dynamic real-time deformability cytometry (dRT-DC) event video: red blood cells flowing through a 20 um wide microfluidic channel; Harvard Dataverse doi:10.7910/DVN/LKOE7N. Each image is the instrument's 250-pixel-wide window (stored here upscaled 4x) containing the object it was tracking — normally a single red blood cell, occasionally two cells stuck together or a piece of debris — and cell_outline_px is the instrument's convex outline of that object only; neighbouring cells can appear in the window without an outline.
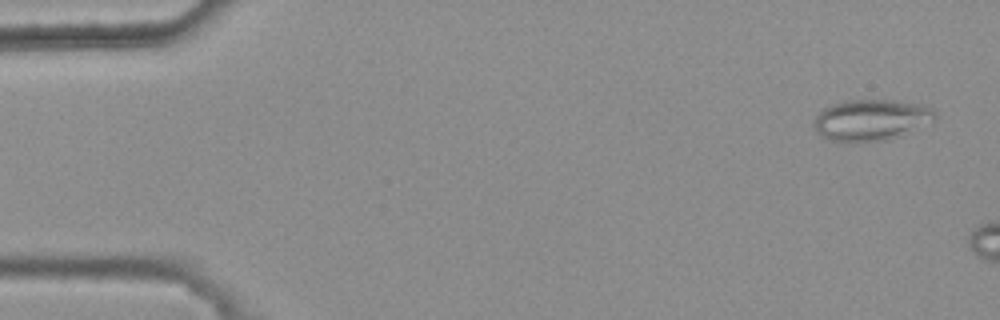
{"species": "common noctule bat (a hibernating species)", "species_latin": "Nyctalus noctula", "temperature_condition": "warm", "stored_images_in_passage": 3, "camera_frame_rate_fps": 3000, "um_per_image_px": 0.085, "animal": {"sex": "female", "body_mass_g": 25.1}, "frame": {"image": 1, "passage_image": 1, "time_ms": 0.0, "image_size_px": [1000, 320], "cell_outline_px": [[936, 116], [932, 120], [900, 136], [888, 140], [848, 144], [828, 140], [820, 136], [816, 132], [816, 116], [824, 108], [832, 104], [844, 100], [892, 100], [920, 104], [932, 108], [936, 112]], "centroid_in_image_um": [74.0, 10.22], "position_along_channel_um": 11.0, "area_um2": 29.25}}